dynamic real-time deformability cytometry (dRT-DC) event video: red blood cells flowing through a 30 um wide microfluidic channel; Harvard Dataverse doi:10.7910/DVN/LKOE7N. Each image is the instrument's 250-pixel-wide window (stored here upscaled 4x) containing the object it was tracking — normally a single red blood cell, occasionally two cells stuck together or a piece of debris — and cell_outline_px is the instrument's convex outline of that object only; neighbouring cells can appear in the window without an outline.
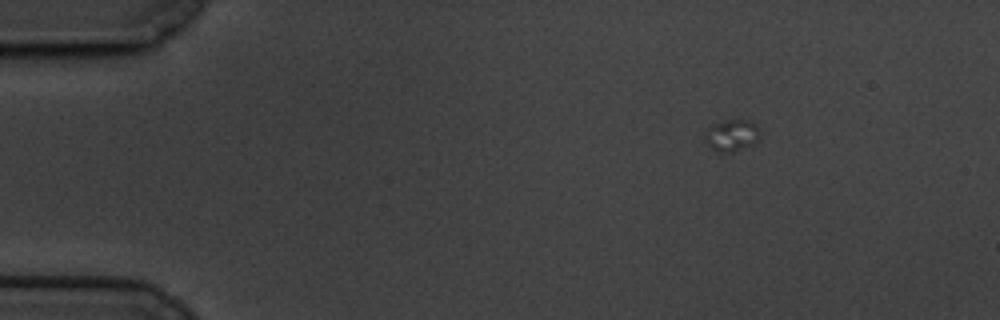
{"species": "common noctule bat (a hibernating species)", "species_latin": "Nyctalus noctula", "temperature_condition": "cold", "stored_images_in_passage": 23, "camera_frame_rate_fps": 3000, "um_per_image_px": 0.085, "animal": {"sex": "male", "body_mass_g": 19.5, "forearm_length_mm": 54.6}, "frame": {"image": 1, "passage_image": 4, "time_ms": 1.0, "image_size_px": [1000, 320], "cell_outline_px": [[760, 136], [752, 144], [732, 152], [716, 152], [704, 140], [704, 132], [712, 124], [728, 120], [752, 120], [756, 124], [760, 132]], "centroid_in_image_um": [62.18, 11.49], "position_along_channel_um": 22.8, "area_um2": 10.17}}